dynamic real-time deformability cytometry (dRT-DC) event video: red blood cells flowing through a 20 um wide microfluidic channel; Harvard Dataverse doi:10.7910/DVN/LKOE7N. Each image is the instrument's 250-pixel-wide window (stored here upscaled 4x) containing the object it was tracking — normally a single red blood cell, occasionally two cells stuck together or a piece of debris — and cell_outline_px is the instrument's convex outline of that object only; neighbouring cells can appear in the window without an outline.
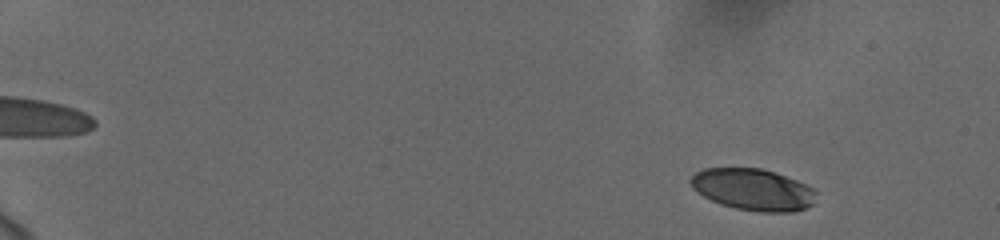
{"species": "human", "species_latin": "Homo sapiens", "temperature_condition": "cold", "stored_images_in_passage": 37, "camera_frame_rate_fps": 3000, "um_per_image_px": 0.085, "donor": {"sex": "female"}, "frame": {"image": 1, "passage_image": 6, "time_ms": 1.667, "image_size_px": [1000, 240], "cell_outline_px": [[816, 192], [812, 204], [804, 208], [792, 212], [760, 212], [736, 208], [720, 204], [704, 196], [692, 188], [688, 180], [696, 172], [704, 168], [760, 168], [796, 180], [812, 188]], "centroid_in_image_um": [63.96, 16.11], "position_along_channel_um": 21.0, "area_um2": 30.17}}
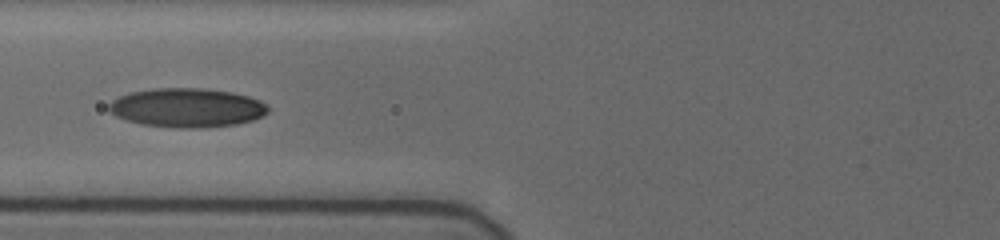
{"frame": {"image": 2, "passage_image": 24, "time_ms": 8.333, "image_size_px": [1000, 240], "cell_outline_px": [[268, 112], [252, 120], [236, 124], [204, 128], [176, 128], [140, 124], [124, 120], [116, 116], [108, 108], [108, 104], [112, 100], [128, 92], [152, 88], [204, 88], [232, 92], [248, 96], [260, 100], [268, 108]], "centroid_in_image_um": [15.85, 9.15], "position_along_channel_um": 109.9, "area_um2": 36.41}}
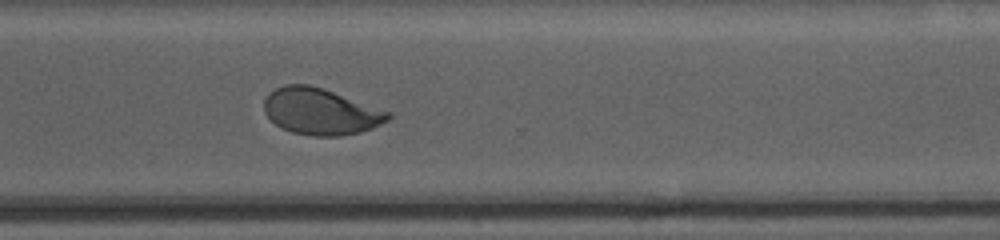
{"frame": {"image": 3, "passage_image": 37, "time_ms": 14.667, "image_size_px": [1000, 240], "cell_outline_px": [[392, 116], [388, 120], [372, 128], [360, 132], [340, 136], [312, 136], [292, 132], [280, 128], [264, 112], [264, 100], [276, 88], [284, 84], [308, 84], [324, 88], [392, 112]], "centroid_in_image_um": [27.27, 9.48], "position_along_channel_um": 343.3, "area_um2": 33.64}}